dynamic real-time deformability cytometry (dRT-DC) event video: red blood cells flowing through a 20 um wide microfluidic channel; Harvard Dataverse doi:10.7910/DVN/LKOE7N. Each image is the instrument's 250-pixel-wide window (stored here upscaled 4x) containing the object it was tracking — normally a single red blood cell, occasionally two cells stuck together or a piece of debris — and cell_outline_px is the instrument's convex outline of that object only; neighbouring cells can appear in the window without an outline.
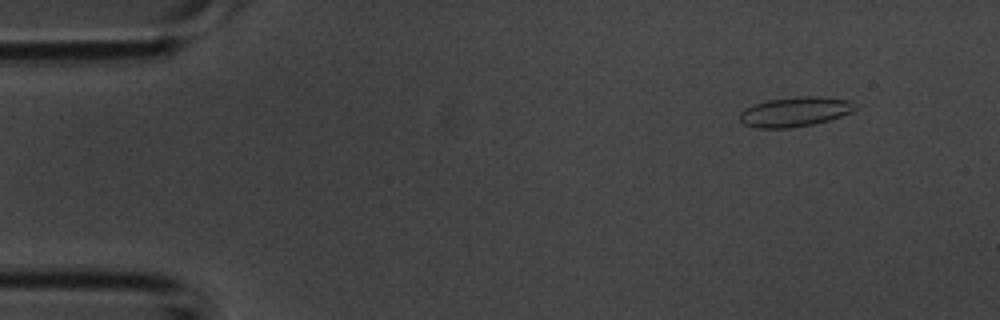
{"species": "common noctule bat (a hibernating species)", "species_latin": "Nyctalus noctula", "temperature_condition": "room temperature", "stored_images_in_passage": 37, "camera_frame_rate_fps": 3000, "um_per_image_px": 0.085, "animal": {"sex": "male", "body_mass_g": 20.1, "forearm_length_mm": 53.5}, "frame": {"image": 1, "passage_image": 3, "time_ms": 0.667, "image_size_px": [1000, 320], "cell_outline_px": [[856, 108], [852, 112], [828, 120], [812, 124], [788, 128], [756, 128], [744, 124], [740, 120], [740, 112], [744, 108], [768, 100], [796, 96], [816, 96], [852, 100]], "centroid_in_image_um": [67.57, 9.49], "position_along_channel_um": 17.4, "area_um2": 19.88}}
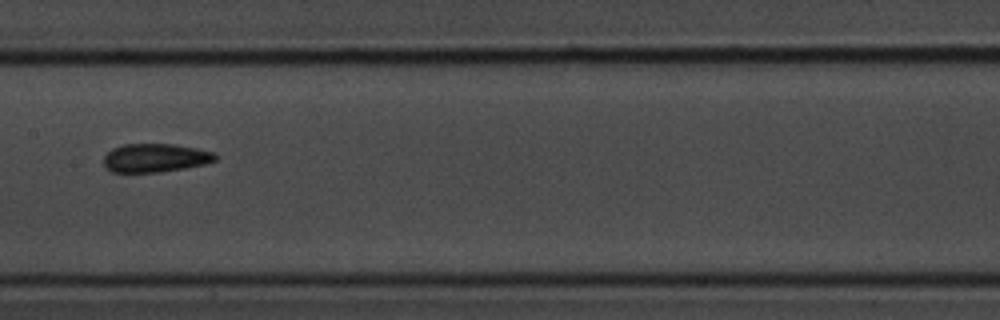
{"frame": {"image": 2, "passage_image": 20, "time_ms": 6.333, "image_size_px": [1000, 320], "cell_outline_px": [[216, 160], [204, 164], [184, 168], [160, 172], [112, 172], [104, 164], [104, 156], [112, 148], [124, 144], [172, 144], [196, 148], [212, 152], [216, 156]], "centroid_in_image_um": [13.18, 13.42], "position_along_channel_um": 194.2, "area_um2": 18.38}}
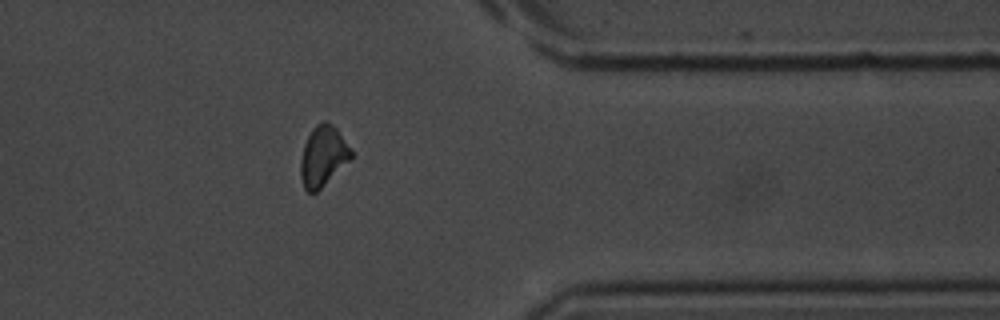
{"frame": {"image": 3, "passage_image": 33, "time_ms": 10.667, "image_size_px": [1000, 320], "cell_outline_px": [[352, 156], [316, 192], [308, 192], [304, 188], [300, 176], [300, 160], [304, 144], [312, 128], [316, 124], [324, 120], [332, 124], [336, 128], [352, 148]], "centroid_in_image_um": [27.43, 13.23], "position_along_channel_um": 384.0, "area_um2": 17.51}}